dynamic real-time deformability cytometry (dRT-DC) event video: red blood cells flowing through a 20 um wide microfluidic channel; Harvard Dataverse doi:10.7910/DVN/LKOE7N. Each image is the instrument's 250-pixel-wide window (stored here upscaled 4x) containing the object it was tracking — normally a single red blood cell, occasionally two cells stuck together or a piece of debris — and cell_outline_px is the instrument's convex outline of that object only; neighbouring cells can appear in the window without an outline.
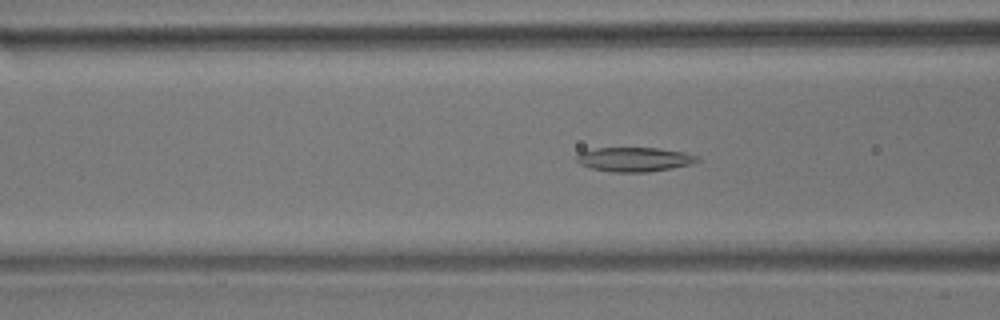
{"species": "common noctule bat (a hibernating species)", "species_latin": "Nyctalus noctula", "temperature_condition": "room temperature", "stored_images_in_passage": 44, "camera_frame_rate_fps": 3000, "um_per_image_px": 0.085, "animal": {"sex": "male", "body_mass_g": 17.9}, "frame": {"image": 1, "passage_image": 9, "time_ms": 2.667, "image_size_px": [1000, 320], "cell_outline_px": [[700, 160], [692, 164], [672, 168], [648, 172], [612, 172], [592, 168], [580, 164], [576, 160], [576, 156], [580, 152], [596, 148], [660, 148], [684, 152], [696, 156]], "centroid_in_image_um": [53.93, 13.55], "position_along_channel_um": 112.7, "area_um2": 17.05}}
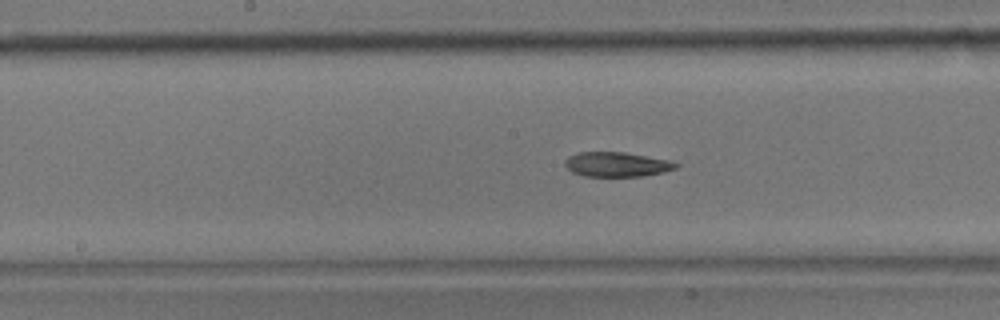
{"frame": {"image": 2, "passage_image": 16, "time_ms": 5.0, "image_size_px": [1000, 320], "cell_outline_px": [[680, 164], [676, 168], [664, 172], [644, 176], [584, 176], [572, 172], [564, 164], [564, 160], [568, 156], [576, 152], [624, 152], [668, 160]], "centroid_in_image_um": [52.4, 13.97], "position_along_channel_um": 195.8, "area_um2": 15.95}}
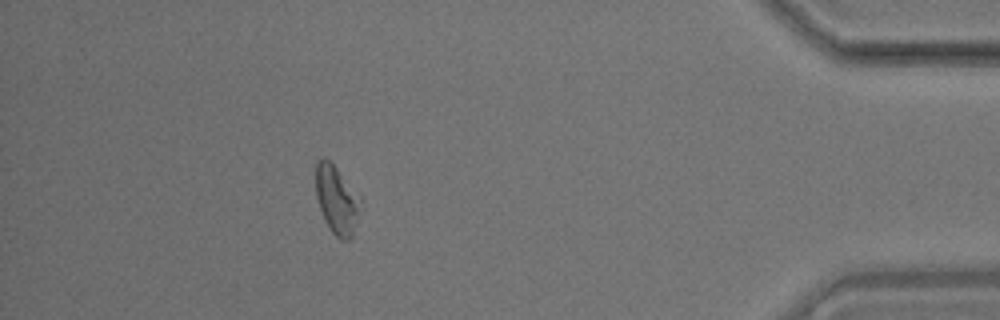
{"frame": {"image": 3, "passage_image": 38, "time_ms": 12.333, "image_size_px": [1000, 320], "cell_outline_px": [[364, 200], [352, 236], [348, 240], [340, 240], [328, 228], [324, 220], [316, 196], [316, 160], [324, 156], [336, 168]], "centroid_in_image_um": [28.64, 17.0], "position_along_channel_um": 406.6, "area_um2": 18.03}, "authors_computed_cell_mechanics": {"area_um2": 17.0221, "velocity_mm_per_s": 3.5544, "shape_relaxation_time_tau1_ms": 9.9465, "shape_relaxation_time_tau2_ms": 9.4738, "deformation_change_tau1": 0.1816, "deformation_change_tau2": 0.1699}}